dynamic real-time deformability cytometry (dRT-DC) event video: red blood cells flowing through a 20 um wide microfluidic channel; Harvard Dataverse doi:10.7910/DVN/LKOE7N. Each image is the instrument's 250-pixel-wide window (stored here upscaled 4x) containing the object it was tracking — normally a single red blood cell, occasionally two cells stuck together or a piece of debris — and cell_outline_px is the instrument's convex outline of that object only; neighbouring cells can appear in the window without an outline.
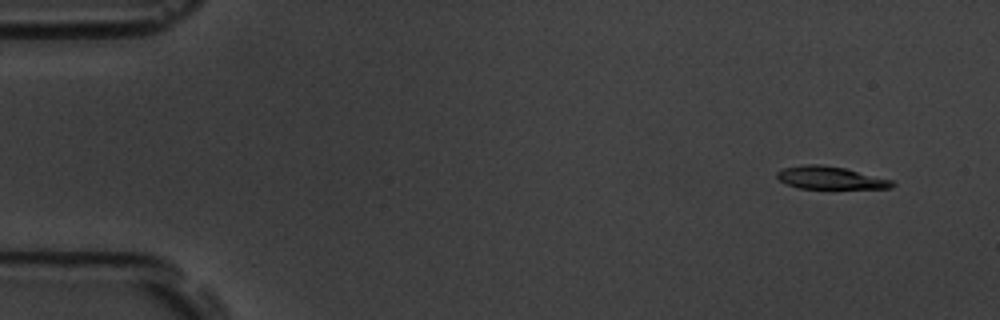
{"species": "common noctule bat (a hibernating species)", "species_latin": "Nyctalus noctula", "temperature_condition": "room temperature", "stored_images_in_passage": 4, "camera_frame_rate_fps": 3000, "um_per_image_px": 0.085, "animal": {"sex": "male", "body_mass_g": 19.5, "forearm_length_mm": 54.6}, "frame": {"image": 1, "passage_image": 1, "time_ms": 0.0, "image_size_px": [1000, 320], "cell_outline_px": [[896, 184], [892, 188], [832, 192], [800, 188], [788, 184], [780, 180], [776, 176], [776, 172], [784, 168], [804, 164], [820, 164], [844, 168], [892, 180]], "centroid_in_image_um": [70.65, 15.19], "position_along_channel_um": 14.4, "area_um2": 16.3}}
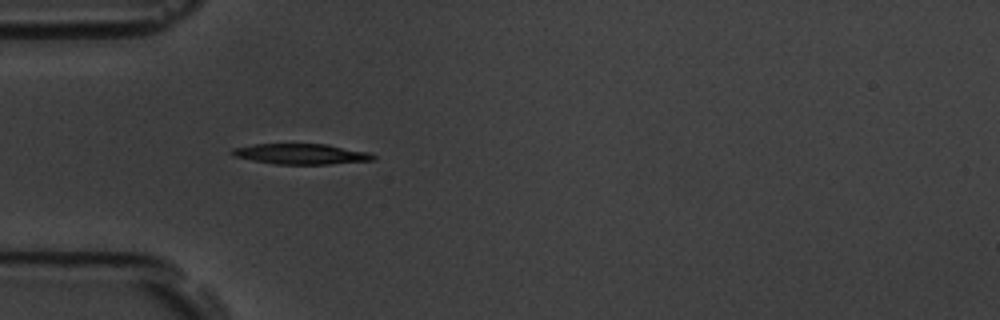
{"frame": {"image": 2, "passage_image": 4, "time_ms": 1.0, "image_size_px": [1000, 320], "cell_outline_px": [[376, 160], [328, 164], [276, 164], [252, 160], [232, 156], [232, 148], [252, 144], [328, 144], [368, 152], [376, 156]], "centroid_in_image_um": [25.6, 13.08], "position_along_channel_um": 59.4, "area_um2": 16.88}}